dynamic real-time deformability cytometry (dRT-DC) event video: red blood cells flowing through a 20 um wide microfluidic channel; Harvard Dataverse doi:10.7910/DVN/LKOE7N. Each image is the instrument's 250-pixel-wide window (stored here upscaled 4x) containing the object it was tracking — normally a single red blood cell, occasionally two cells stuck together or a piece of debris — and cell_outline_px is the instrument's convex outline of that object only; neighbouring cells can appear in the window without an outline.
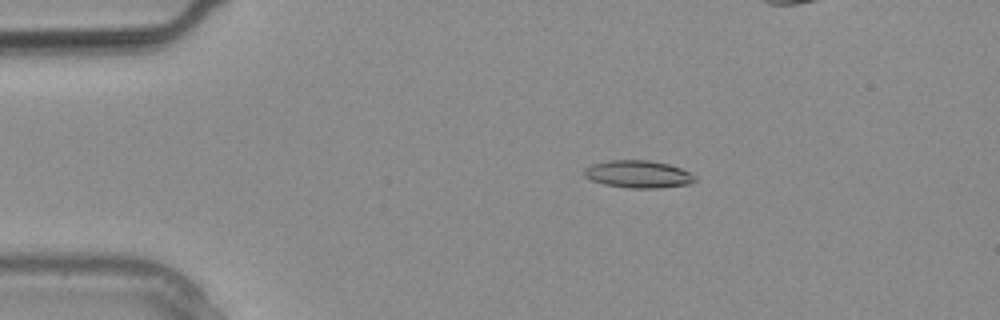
{"species": "common noctule bat (a hibernating species)", "species_latin": "Nyctalus noctula", "temperature_condition": "warm", "stored_images_in_passage": 12, "camera_frame_rate_fps": 3000, "um_per_image_px": 0.085, "animal": {"sex": "male", "body_mass_g": 20.4}, "frame": {"image": 1, "passage_image": 6, "time_ms": 1.667, "image_size_px": [1000, 320], "cell_outline_px": [[696, 180], [692, 184], [660, 188], [628, 188], [604, 184], [592, 180], [584, 176], [584, 168], [592, 164], [608, 160], [648, 160], [668, 164], [680, 168], [696, 176]], "centroid_in_image_um": [54.26, 14.81], "position_along_channel_um": 30.7, "area_um2": 17.8}}